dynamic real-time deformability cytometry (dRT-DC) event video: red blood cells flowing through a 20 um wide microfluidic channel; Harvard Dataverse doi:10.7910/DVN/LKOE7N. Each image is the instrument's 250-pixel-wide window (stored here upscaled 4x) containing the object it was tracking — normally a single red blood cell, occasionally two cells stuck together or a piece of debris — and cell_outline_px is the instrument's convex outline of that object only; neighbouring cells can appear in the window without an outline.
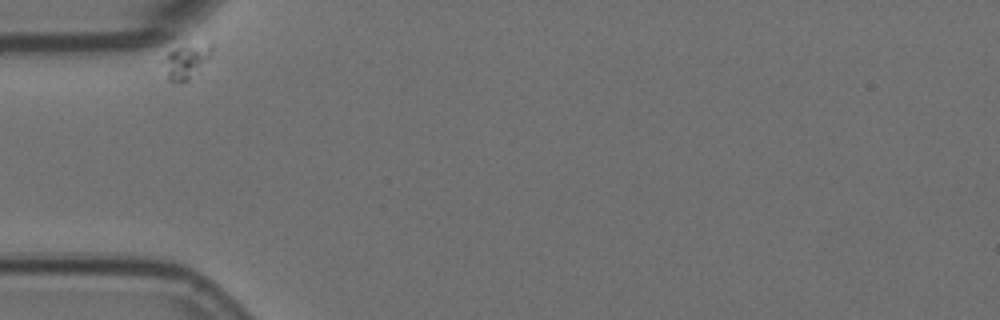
{"species": "Egyptian fruit bat (a non-hibernating species)", "species_latin": "Rousettus aegyptiacus", "temperature_condition": "room temperature", "stored_images_in_passage": 39, "camera_frame_rate_fps": 3000, "um_per_image_px": 0.085, "animal": {"sex": "female"}, "frame": {"image": 1, "passage_image": 1, "time_ms": 0.0, "image_size_px": [1000, 320], "cell_outline_px": [[212, 52], [188, 80], [168, 80], [164, 36], [172, 32], [180, 32], [212, 44]], "centroid_in_image_um": [15.7, 4.68], "position_along_channel_um": 69.3, "area_um2": 12.08}}
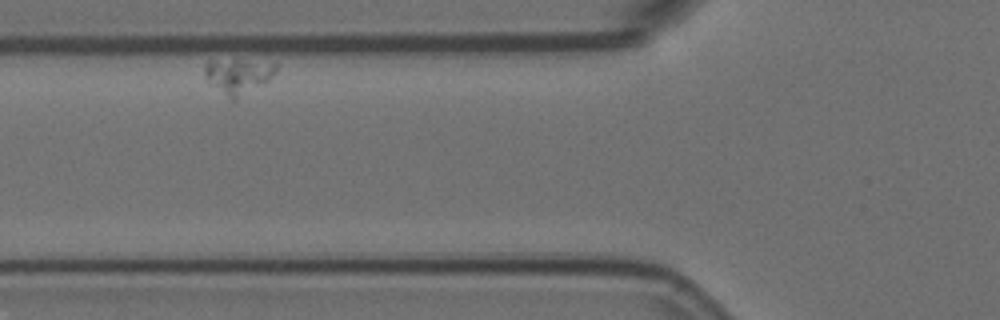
{"frame": {"image": 2, "passage_image": 6, "time_ms": 1.667, "image_size_px": [1000, 320], "cell_outline_px": [[276, 68], [272, 76], [268, 80], [236, 100], [232, 100], [212, 84], [204, 76], [204, 64], [208, 60], [276, 60]], "centroid_in_image_um": [20.27, 6.4], "position_along_channel_um": 105.5, "area_um2": 14.68}}